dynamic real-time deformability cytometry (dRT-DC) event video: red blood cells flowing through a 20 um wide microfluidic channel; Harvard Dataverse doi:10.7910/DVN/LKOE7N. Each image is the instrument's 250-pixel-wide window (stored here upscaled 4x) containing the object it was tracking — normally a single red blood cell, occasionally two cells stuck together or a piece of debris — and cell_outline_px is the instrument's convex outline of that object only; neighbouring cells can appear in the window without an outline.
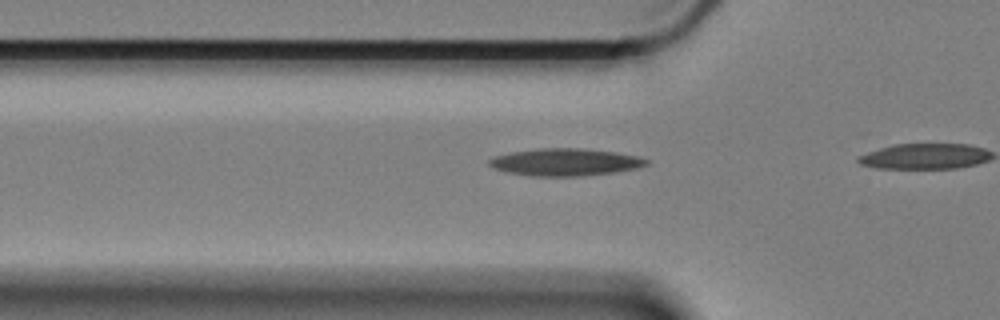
{"species": "Egyptian fruit bat (a non-hibernating species)", "species_latin": "Rousettus aegyptiacus", "temperature_condition": "cold", "stored_images_in_passage": 7, "camera_frame_rate_fps": 3000, "um_per_image_px": 0.085, "animal": {"sex": "female"}, "frame": {"image": 1, "passage_image": 2, "time_ms": 0.333, "image_size_px": [1000, 320], "cell_outline_px": [[648, 164], [636, 168], [612, 172], [576, 176], [532, 176], [508, 172], [492, 168], [488, 164], [488, 160], [496, 156], [512, 152], [540, 148], [580, 148], [616, 152], [636, 156], [648, 160]], "centroid_in_image_um": [48.01, 13.77], "position_along_channel_um": 77.8, "area_um2": 24.68}}
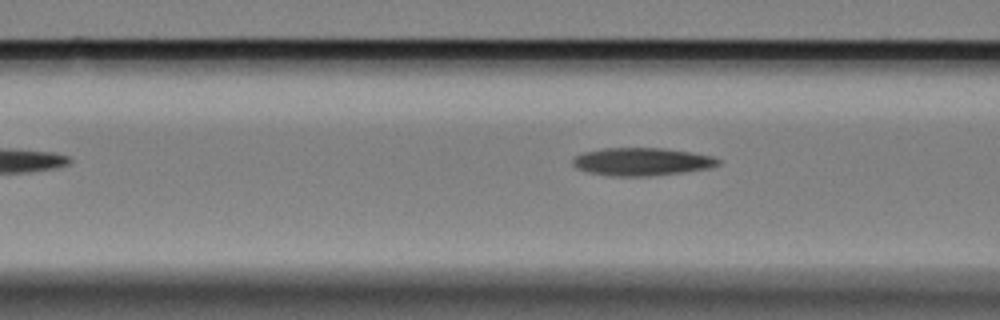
{"frame": {"image": 2, "passage_image": 5, "time_ms": 1.333, "image_size_px": [1000, 320], "cell_outline_px": [[720, 164], [708, 168], [684, 172], [648, 176], [612, 176], [588, 172], [576, 168], [572, 164], [572, 160], [576, 156], [584, 152], [604, 148], [660, 148], [692, 152], [712, 156], [720, 160]], "centroid_in_image_um": [54.55, 13.74], "position_along_channel_um": 112.1, "area_um2": 23.52}}